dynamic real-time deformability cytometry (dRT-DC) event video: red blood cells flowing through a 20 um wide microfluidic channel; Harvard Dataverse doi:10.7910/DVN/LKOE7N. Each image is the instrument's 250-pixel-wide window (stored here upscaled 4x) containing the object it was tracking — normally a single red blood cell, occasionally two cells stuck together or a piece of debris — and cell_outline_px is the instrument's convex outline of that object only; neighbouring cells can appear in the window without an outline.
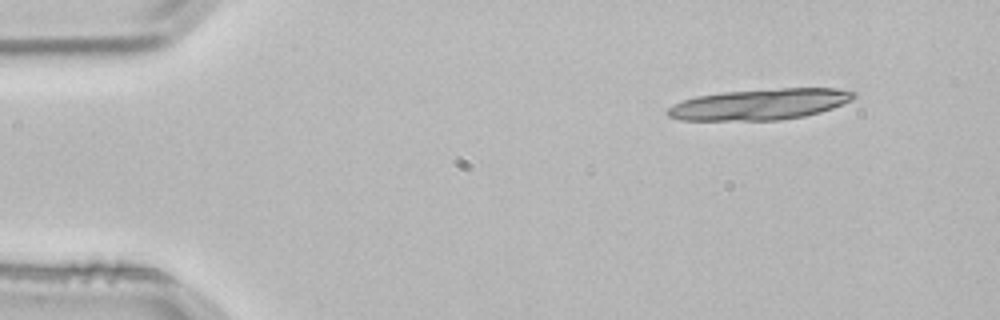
{"species": "common noctule bat (a hibernating species)", "species_latin": "Nyctalus noctula", "temperature_condition": "room temperature", "stored_images_in_passage": 4, "camera_frame_rate_fps": 3000, "um_per_image_px": 0.085, "animal": {"sex": "male", "body_mass_g": 21.5, "forearm_length_mm": 52.0}, "frame": {"image": 1, "passage_image": 1, "time_ms": 0.0, "image_size_px": [1000, 320], "cell_outline_px": [[856, 96], [852, 100], [832, 108], [820, 112], [804, 116], [780, 120], [680, 120], [668, 116], [664, 112], [672, 104], [696, 96], [724, 92], [780, 88], [836, 88], [856, 92]], "centroid_in_image_um": [64.58, 8.86], "position_along_channel_um": 20.4, "area_um2": 33.64}}